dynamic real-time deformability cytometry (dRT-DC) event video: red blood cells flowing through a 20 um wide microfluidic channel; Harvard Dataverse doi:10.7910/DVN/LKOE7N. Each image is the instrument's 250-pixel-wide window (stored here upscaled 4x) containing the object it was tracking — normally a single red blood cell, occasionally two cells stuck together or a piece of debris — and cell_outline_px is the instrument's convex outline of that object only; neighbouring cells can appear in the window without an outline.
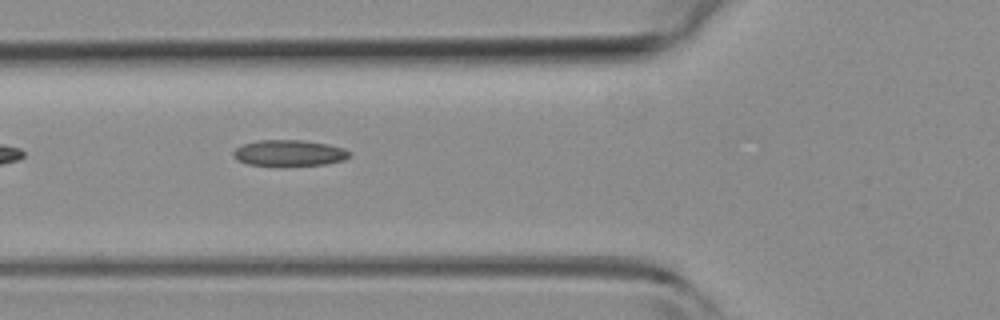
{"species": "common noctule bat (a hibernating species)", "species_latin": "Nyctalus noctula", "temperature_condition": "room temperature", "stored_images_in_passage": 7, "camera_frame_rate_fps": 3000, "um_per_image_px": 0.085, "animal": {"sex": "female", "body_mass_g": 19.3, "forearm_length_mm": 54.1}, "frame": {"image": 1, "passage_image": 5, "time_ms": 1.333, "image_size_px": [1000, 320], "cell_outline_px": [[352, 156], [344, 160], [324, 164], [276, 168], [248, 164], [236, 160], [232, 152], [236, 148], [244, 144], [260, 140], [304, 140], [328, 144], [344, 148], [352, 152]], "centroid_in_image_um": [24.59, 13.04], "position_along_channel_um": 101.2, "area_um2": 18.38}}
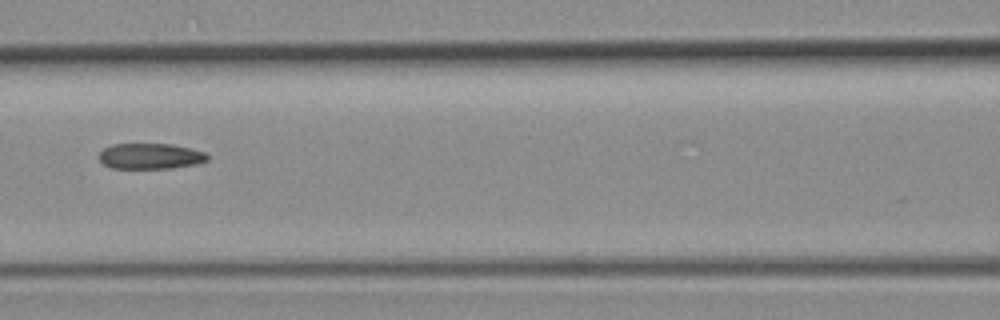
{"frame": {"image": 2, "passage_image": 6, "time_ms": 1.667, "image_size_px": [1000, 320], "cell_outline_px": [[208, 160], [196, 164], [172, 168], [112, 168], [104, 164], [100, 160], [100, 152], [104, 148], [112, 144], [172, 144], [192, 148], [204, 152], [208, 156]], "centroid_in_image_um": [12.8, 13.27], "position_along_channel_um": 153.8, "area_um2": 16.18}}
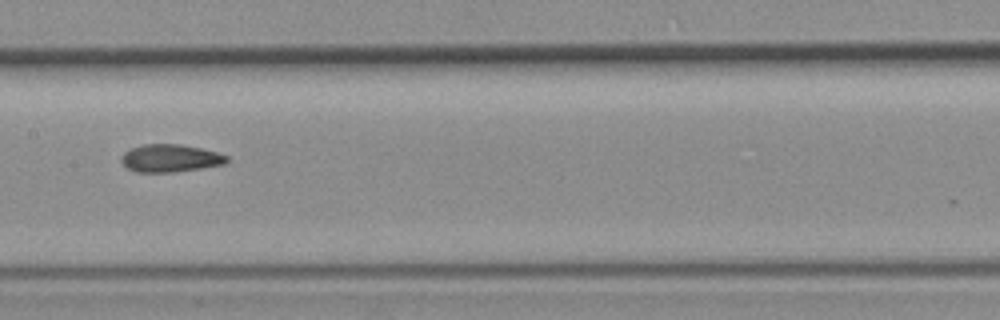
{"frame": {"image": 3, "passage_image": 7, "time_ms": 2.0, "image_size_px": [1000, 320], "cell_outline_px": [[228, 160], [224, 164], [200, 168], [172, 172], [136, 172], [128, 168], [120, 160], [120, 156], [124, 152], [132, 148], [144, 144], [180, 144], [200, 148], [216, 152], [228, 156]], "centroid_in_image_um": [14.45, 13.44], "position_along_channel_um": 193.0, "area_um2": 16.88}}